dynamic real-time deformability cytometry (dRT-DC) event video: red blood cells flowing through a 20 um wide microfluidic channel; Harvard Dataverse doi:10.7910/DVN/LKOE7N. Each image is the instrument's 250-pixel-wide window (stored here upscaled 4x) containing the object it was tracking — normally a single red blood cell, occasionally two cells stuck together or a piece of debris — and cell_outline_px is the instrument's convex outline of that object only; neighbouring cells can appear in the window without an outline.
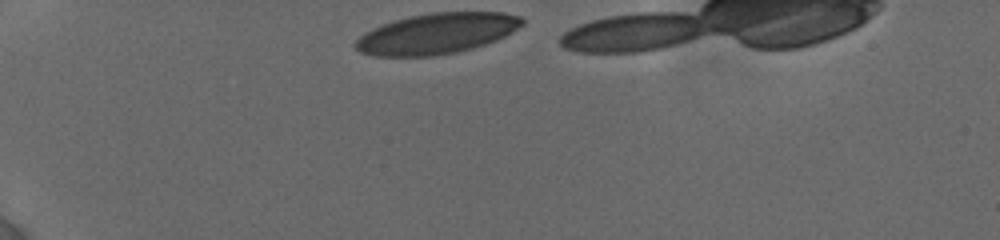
{"species": "human", "species_latin": "Homo sapiens", "temperature_condition": "cold", "stored_images_in_passage": 14, "camera_frame_rate_fps": 3000, "um_per_image_px": 0.085, "donor": {"sex": "female"}, "frame": {"image": 1, "passage_image": 1, "time_ms": 0.0, "image_size_px": [1000, 240], "cell_outline_px": [[524, 24], [512, 32], [496, 40], [472, 48], [456, 52], [432, 56], [372, 56], [360, 52], [352, 44], [364, 32], [380, 24], [412, 16], [432, 12], [504, 12], [520, 16], [524, 20]], "centroid_in_image_um": [37.11, 2.85], "position_along_channel_um": 47.9, "area_um2": 39.54}}
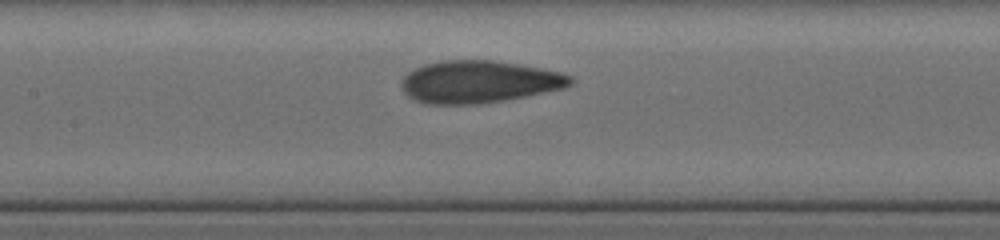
{"frame": {"image": 2, "passage_image": 11, "time_ms": 4.333, "image_size_px": [1000, 240], "cell_outline_px": [[572, 84], [564, 88], [504, 100], [480, 104], [428, 104], [416, 100], [408, 96], [404, 92], [400, 84], [404, 76], [408, 72], [424, 64], [444, 60], [492, 60], [520, 64], [560, 72], [572, 76]], "centroid_in_image_um": [40.7, 6.95], "position_along_channel_um": 166.7, "area_um2": 41.56}}
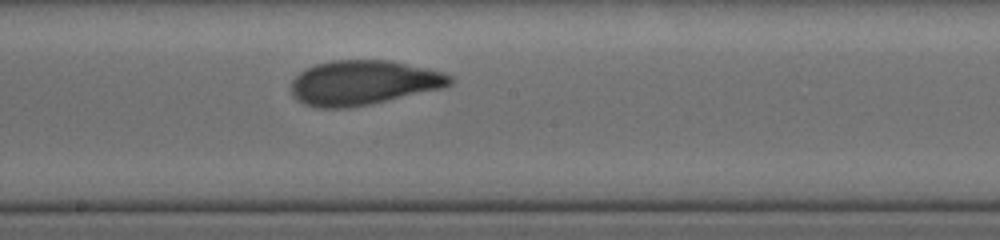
{"frame": {"image": 3, "passage_image": 14, "time_ms": 5.667, "image_size_px": [1000, 240], "cell_outline_px": [[452, 84], [444, 88], [368, 104], [348, 108], [316, 108], [304, 104], [296, 100], [292, 96], [292, 80], [304, 68], [316, 64], [332, 60], [388, 60], [428, 68], [444, 72], [452, 76]], "centroid_in_image_um": [30.87, 7.03], "position_along_channel_um": 217.3, "area_um2": 41.44}}